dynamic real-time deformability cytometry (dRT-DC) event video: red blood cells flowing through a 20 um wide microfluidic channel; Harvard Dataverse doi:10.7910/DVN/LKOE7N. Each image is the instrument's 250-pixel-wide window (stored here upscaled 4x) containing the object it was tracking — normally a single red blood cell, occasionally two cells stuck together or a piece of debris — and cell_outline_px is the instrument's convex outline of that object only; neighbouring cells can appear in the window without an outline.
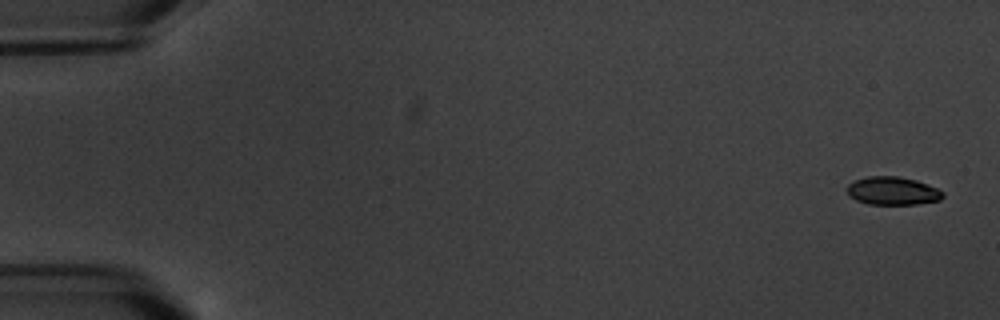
{"species": "common noctule bat (a hibernating species)", "species_latin": "Nyctalus noctula", "temperature_condition": "warm", "stored_images_in_passage": 8, "camera_frame_rate_fps": 3000, "um_per_image_px": 0.085, "animal": {"sex": "male", "body_mass_g": 20.1, "forearm_length_mm": 53.5}, "frame": {"image": 1, "passage_image": 1, "time_ms": 0.0, "image_size_px": [1000, 320], "cell_outline_px": [[944, 196], [940, 200], [916, 204], [868, 204], [856, 200], [848, 196], [848, 184], [856, 180], [868, 176], [900, 176], [916, 180], [936, 188], [944, 192]], "centroid_in_image_um": [75.87, 16.22], "position_along_channel_um": 9.1, "area_um2": 15.66}}